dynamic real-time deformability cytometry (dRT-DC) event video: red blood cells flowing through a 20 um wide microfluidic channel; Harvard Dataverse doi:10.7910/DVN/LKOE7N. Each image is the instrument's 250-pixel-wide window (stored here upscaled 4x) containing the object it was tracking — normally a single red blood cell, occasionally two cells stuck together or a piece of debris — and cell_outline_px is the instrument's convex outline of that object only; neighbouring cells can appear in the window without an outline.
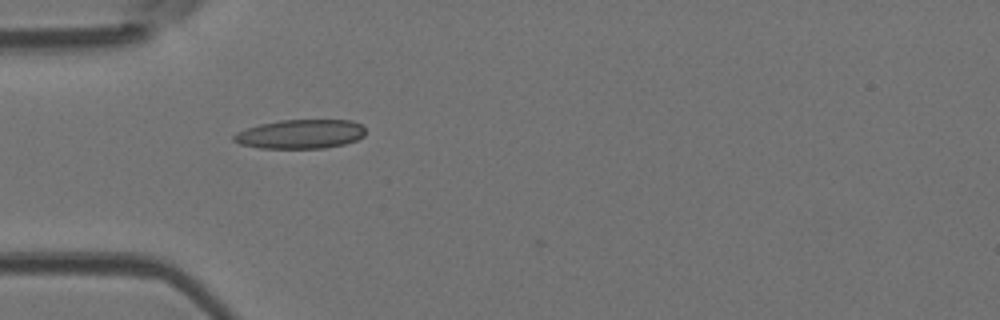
{"species": "Egyptian fruit bat (a non-hibernating species)", "species_latin": "Rousettus aegyptiacus", "temperature_condition": "room temperature", "stored_images_in_passage": 36, "camera_frame_rate_fps": 3000, "um_per_image_px": 0.085, "animal": {"sex": "female"}, "frame": {"image": 1, "passage_image": 2, "time_ms": 0.333, "image_size_px": [1000, 320], "cell_outline_px": [[364, 136], [356, 140], [344, 144], [324, 148], [260, 148], [240, 144], [232, 140], [232, 136], [236, 132], [260, 124], [280, 120], [352, 120], [360, 124], [364, 128]], "centroid_in_image_um": [25.52, 11.39], "position_along_channel_um": 59.5, "area_um2": 22.31}}
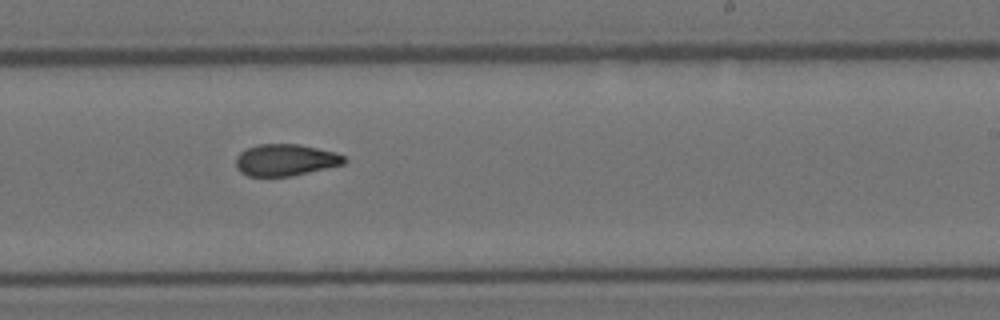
{"frame": {"image": 2, "passage_image": 17, "time_ms": 5.333, "image_size_px": [1000, 320], "cell_outline_px": [[348, 160], [344, 164], [288, 176], [248, 176], [240, 172], [236, 168], [236, 156], [240, 152], [256, 144], [300, 144], [336, 152], [344, 156]], "centroid_in_image_um": [24.25, 13.58], "position_along_channel_um": 264.7, "area_um2": 20.0}}
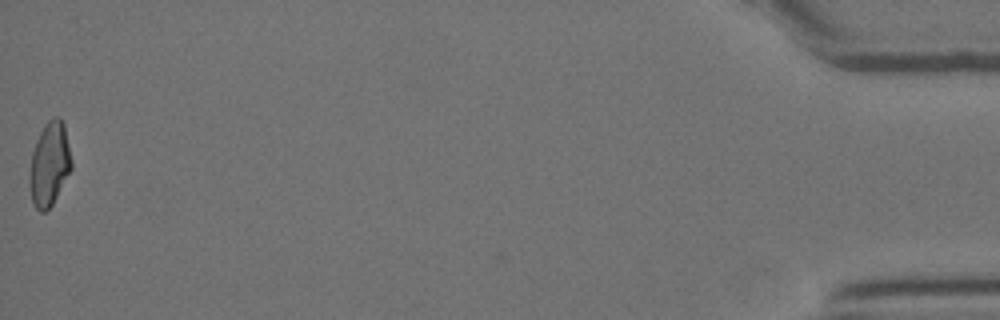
{"frame": {"image": 3, "passage_image": 36, "time_ms": 11.667, "image_size_px": [1000, 320], "cell_outline_px": [[72, 168], [52, 204], [44, 212], [40, 212], [32, 204], [28, 180], [28, 176], [32, 152], [36, 140], [44, 124], [52, 116], [60, 116], [64, 124], [72, 160]], "centroid_in_image_um": [4.19, 13.93], "position_along_channel_um": 431.0, "area_um2": 20.69}, "authors_computed_cell_mechanics": {"area_um2": 20.4612, "velocity_mm_per_s": 4.1736, "shape_relaxation_time_tau1_ms": null, "shape_relaxation_time_tau2_ms": 1.9192, "deformation_change_tau1": null, "deformation_change_tau2": 0.0731}}